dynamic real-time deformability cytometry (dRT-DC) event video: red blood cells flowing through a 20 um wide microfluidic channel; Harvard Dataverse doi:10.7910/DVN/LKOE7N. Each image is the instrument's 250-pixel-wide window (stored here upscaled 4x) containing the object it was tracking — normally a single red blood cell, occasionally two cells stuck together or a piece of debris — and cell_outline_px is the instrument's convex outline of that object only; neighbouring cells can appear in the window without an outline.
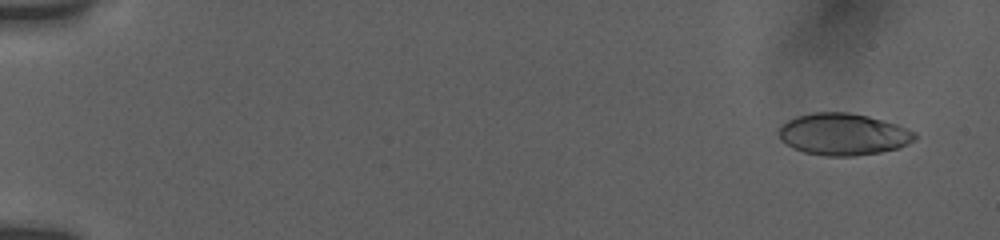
{"species": "human", "species_latin": "Homo sapiens", "temperature_condition": "room temperature", "stored_images_in_passage": 41, "camera_frame_rate_fps": 3000, "um_per_image_px": 0.085, "donor": {"sex": "female"}, "frame": {"image": 1, "passage_image": 4, "time_ms": 1.0, "image_size_px": [1000, 240], "cell_outline_px": [[916, 140], [908, 144], [896, 148], [880, 152], [852, 156], [828, 156], [804, 152], [792, 148], [780, 140], [780, 128], [788, 120], [796, 116], [812, 112], [848, 112], [868, 116], [884, 120], [908, 128], [916, 132]], "centroid_in_image_um": [71.69, 11.41], "position_along_channel_um": 13.3, "area_um2": 33.18}}
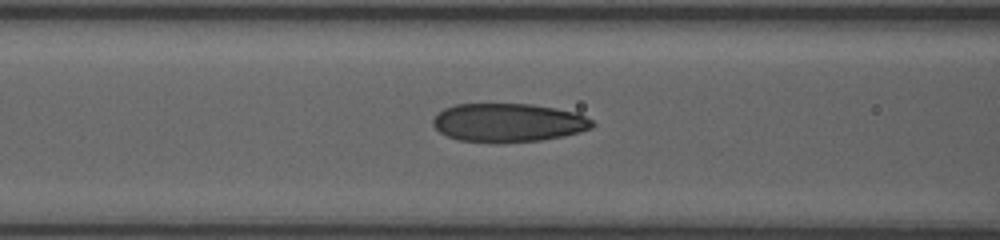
{"frame": {"image": 2, "passage_image": 26, "time_ms": 8.0, "image_size_px": [1000, 240], "cell_outline_px": [[596, 124], [592, 128], [580, 132], [564, 136], [540, 140], [456, 140], [440, 132], [432, 124], [432, 120], [444, 108], [456, 104], [532, 104], [556, 108], [576, 112], [592, 120]], "centroid_in_image_um": [43.24, 10.39], "position_along_channel_um": 123.4, "area_um2": 35.03}}
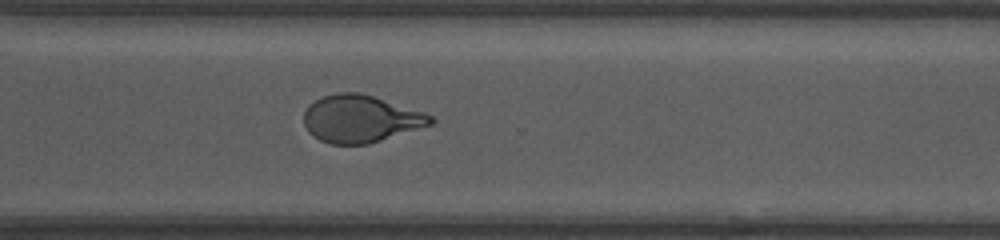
{"frame": {"image": 3, "passage_image": 41, "time_ms": 13.667, "image_size_px": [1000, 240], "cell_outline_px": [[436, 120], [432, 124], [368, 144], [332, 144], [320, 140], [312, 136], [308, 132], [304, 124], [304, 112], [308, 104], [324, 96], [336, 92], [360, 92], [424, 112], [432, 116]], "centroid_in_image_um": [30.62, 10.09], "position_along_channel_um": 340.0, "area_um2": 34.85}}